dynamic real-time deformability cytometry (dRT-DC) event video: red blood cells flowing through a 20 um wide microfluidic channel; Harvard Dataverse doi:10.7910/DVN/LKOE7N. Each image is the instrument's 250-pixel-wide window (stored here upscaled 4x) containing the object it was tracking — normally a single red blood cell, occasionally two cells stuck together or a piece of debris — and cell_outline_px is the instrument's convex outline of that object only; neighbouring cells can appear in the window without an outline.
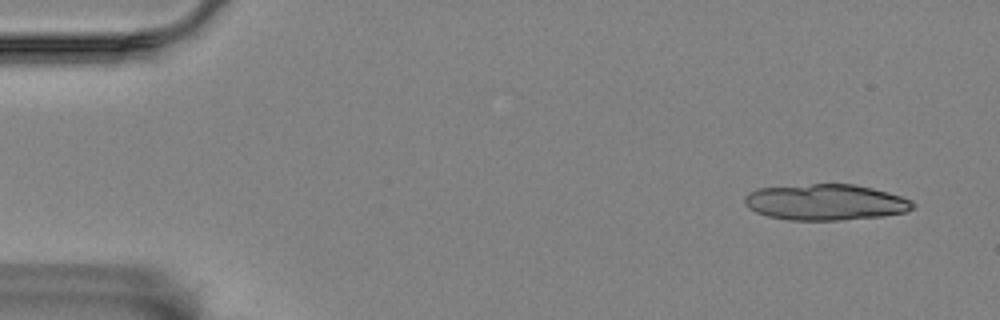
{"species": "Egyptian fruit bat (a non-hibernating species)", "species_latin": "Rousettus aegyptiacus", "temperature_condition": "room temperature", "stored_images_in_passage": 5, "camera_frame_rate_fps": 3000, "um_per_image_px": 0.085, "animal": {"sex": "female"}, "frame": {"image": 1, "passage_image": 1, "time_ms": 0.0, "image_size_px": [1000, 320], "cell_outline_px": [[916, 204], [912, 208], [904, 212], [884, 216], [840, 220], [788, 220], [768, 216], [756, 212], [748, 208], [744, 204], [744, 196], [748, 192], [756, 188], [812, 184], [852, 184], [872, 188], [900, 196], [912, 200]], "centroid_in_image_um": [70.13, 17.19], "position_along_channel_um": 14.9, "area_um2": 35.37}}